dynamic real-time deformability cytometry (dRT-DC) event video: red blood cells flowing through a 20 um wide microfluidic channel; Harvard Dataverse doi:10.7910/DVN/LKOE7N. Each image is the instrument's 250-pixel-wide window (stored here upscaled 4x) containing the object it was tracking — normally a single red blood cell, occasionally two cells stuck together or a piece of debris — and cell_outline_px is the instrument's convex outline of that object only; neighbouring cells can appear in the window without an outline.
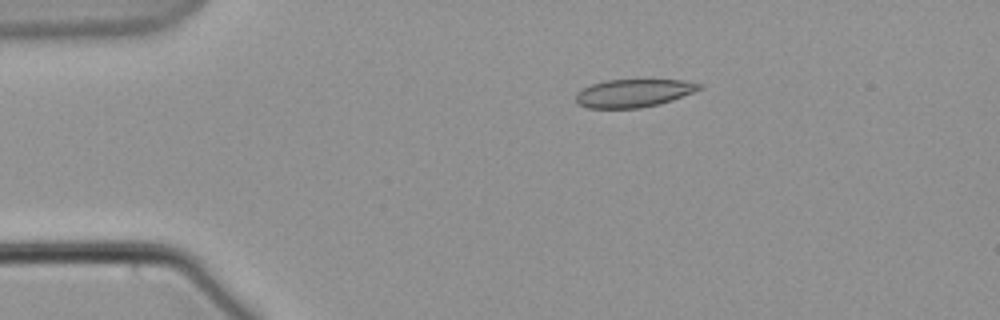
{"species": "common noctule bat (a hibernating species)", "species_latin": "Nyctalus noctula", "temperature_condition": "warm", "stored_images_in_passage": 47, "camera_frame_rate_fps": 3000, "um_per_image_px": 0.085, "animal": {"sex": "male", "body_mass_g": 21.5, "forearm_length_mm": 52.0}, "frame": {"image": 1, "passage_image": 1, "time_ms": 0.0, "image_size_px": [1000, 320], "cell_outline_px": [[704, 88], [672, 100], [660, 104], [640, 108], [588, 108], [580, 104], [576, 100], [576, 92], [592, 84], [604, 80], [680, 80], [704, 84]], "centroid_in_image_um": [53.89, 7.91], "position_along_channel_um": 31.1, "area_um2": 20.11}}
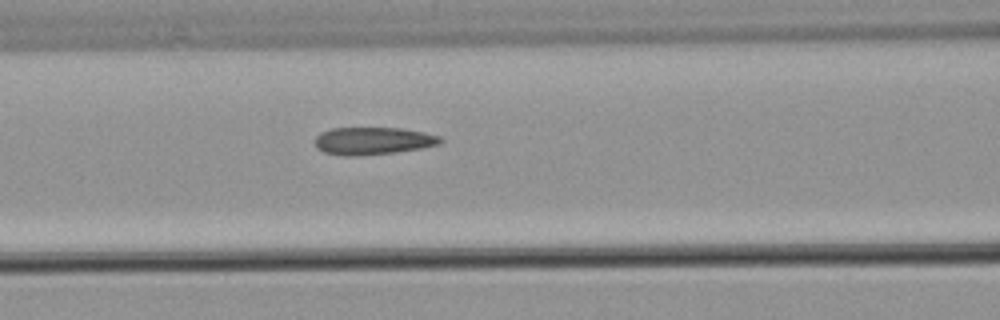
{"frame": {"image": 2, "passage_image": 14, "time_ms": 4.333, "image_size_px": [1000, 320], "cell_outline_px": [[444, 140], [440, 144], [424, 148], [396, 152], [356, 156], [344, 156], [324, 152], [316, 148], [316, 136], [320, 132], [332, 128], [400, 128], [424, 132], [440, 136]], "centroid_in_image_um": [31.72, 11.98], "position_along_channel_um": 134.9, "area_um2": 20.23}}
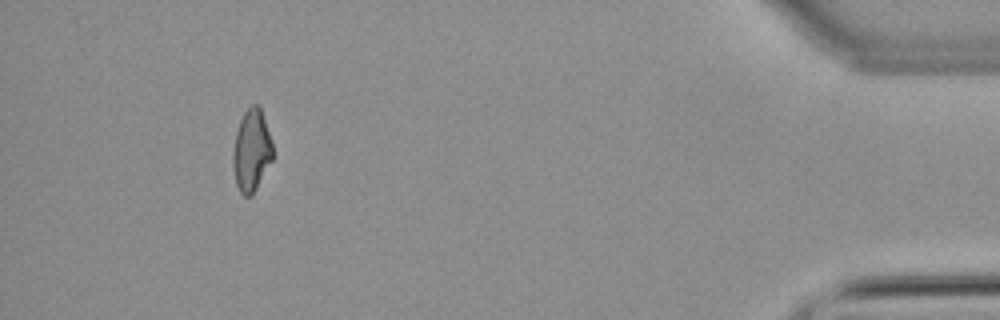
{"frame": {"image": 3, "passage_image": 43, "time_ms": 14.0, "image_size_px": [1000, 320], "cell_outline_px": [[276, 156], [252, 196], [244, 196], [240, 192], [236, 184], [232, 168], [232, 156], [236, 132], [240, 120], [244, 112], [252, 104], [260, 104]], "centroid_in_image_um": [21.4, 12.82], "position_along_channel_um": 413.8, "area_um2": 19.54}}